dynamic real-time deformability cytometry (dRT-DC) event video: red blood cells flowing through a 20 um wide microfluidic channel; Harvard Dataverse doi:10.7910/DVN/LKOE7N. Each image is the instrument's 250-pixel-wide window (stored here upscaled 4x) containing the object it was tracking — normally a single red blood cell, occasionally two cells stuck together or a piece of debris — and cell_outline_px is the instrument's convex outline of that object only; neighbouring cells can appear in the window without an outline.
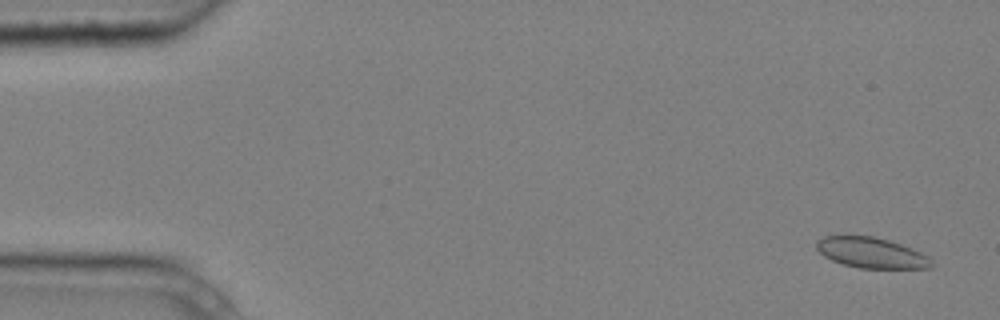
{"species": "common noctule bat (a hibernating species)", "species_latin": "Nyctalus noctula", "temperature_condition": "cold", "stored_images_in_passage": 4, "camera_frame_rate_fps": 3000, "um_per_image_px": 0.085, "animal": {"sex": "male", "body_mass_g": 20.4}, "frame": {"image": 1, "passage_image": 1, "time_ms": 0.0, "image_size_px": [1000, 320], "cell_outline_px": [[932, 268], [860, 268], [844, 264], [832, 260], [824, 256], [816, 248], [816, 240], [824, 236], [872, 236], [888, 240], [900, 244], [920, 252], [928, 256], [932, 260]], "centroid_in_image_um": [74.05, 21.48], "position_along_channel_um": 10.9, "area_um2": 20.29}}